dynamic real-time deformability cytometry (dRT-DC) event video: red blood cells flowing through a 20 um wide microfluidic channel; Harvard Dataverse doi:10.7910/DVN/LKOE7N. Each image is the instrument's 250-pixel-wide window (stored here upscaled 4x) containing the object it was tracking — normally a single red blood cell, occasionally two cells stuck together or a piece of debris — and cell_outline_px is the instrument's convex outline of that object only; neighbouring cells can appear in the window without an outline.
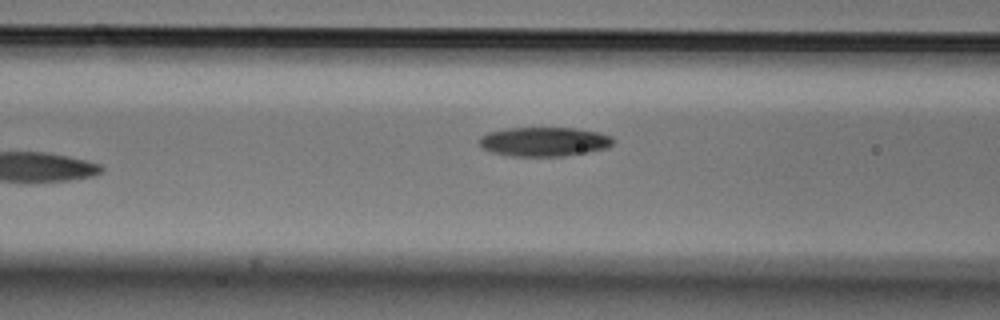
{"species": "Egyptian fruit bat (a non-hibernating species)", "species_latin": "Rousettus aegyptiacus", "temperature_condition": "cold", "stored_images_in_passage": 5, "camera_frame_rate_fps": 3000, "um_per_image_px": 0.085, "animal": {"sex": "male"}, "frame": {"image": 1, "passage_image": 5, "time_ms": 1.333, "image_size_px": [1000, 320], "cell_outline_px": [[612, 144], [608, 148], [564, 156], [508, 156], [492, 152], [484, 148], [476, 140], [480, 136], [488, 132], [508, 128], [576, 128], [600, 132], [612, 136]], "centroid_in_image_um": [46.23, 12.04], "position_along_channel_um": 120.4, "area_um2": 22.89}}